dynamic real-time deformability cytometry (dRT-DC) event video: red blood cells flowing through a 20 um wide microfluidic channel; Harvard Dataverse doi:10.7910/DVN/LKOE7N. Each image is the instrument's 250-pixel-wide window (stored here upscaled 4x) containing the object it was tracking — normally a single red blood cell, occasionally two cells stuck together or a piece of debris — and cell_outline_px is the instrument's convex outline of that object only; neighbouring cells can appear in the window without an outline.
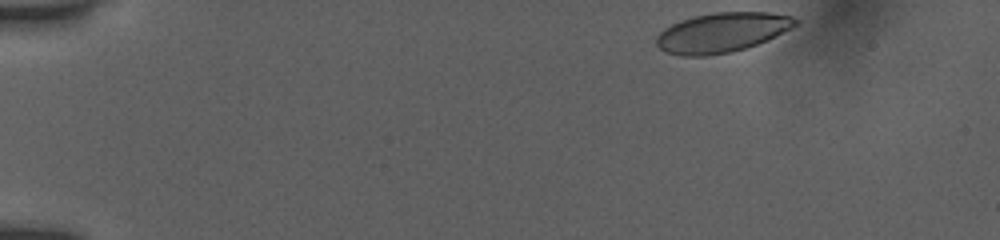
{"species": "human", "species_latin": "Homo sapiens", "temperature_condition": "room temperature", "stored_images_in_passage": 41, "camera_frame_rate_fps": 3000, "um_per_image_px": 0.085, "donor": {"sex": "female"}, "frame": {"image": 1, "passage_image": 1, "time_ms": 0.0, "image_size_px": [1000, 240], "cell_outline_px": [[800, 20], [792, 28], [768, 40], [748, 48], [732, 52], [708, 56], [680, 56], [664, 52], [656, 44], [656, 36], [664, 28], [680, 20], [692, 16], [712, 12], [768, 12], [792, 16]], "centroid_in_image_um": [61.36, 2.77], "position_along_channel_um": 23.6, "area_um2": 32.6}}
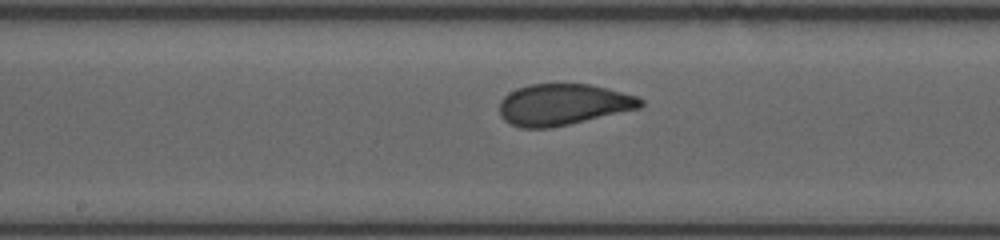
{"frame": {"image": 2, "passage_image": 23, "time_ms": 7.333, "image_size_px": [1000, 240], "cell_outline_px": [[644, 104], [640, 108], [568, 124], [548, 128], [520, 128], [508, 124], [500, 116], [500, 100], [508, 92], [516, 88], [528, 84], [588, 84], [608, 88], [636, 96], [644, 100]], "centroid_in_image_um": [47.82, 8.88], "position_along_channel_um": 200.4, "area_um2": 34.04}}
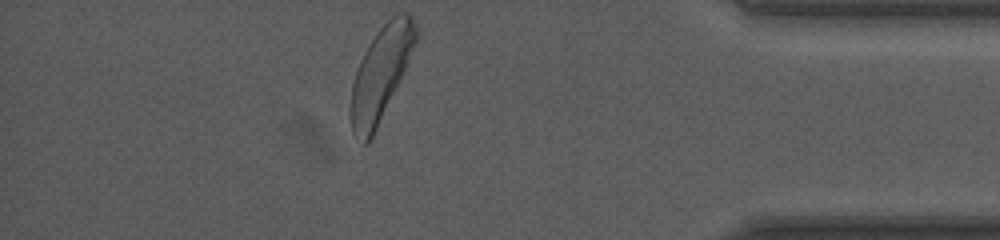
{"frame": {"image": 3, "passage_image": 41, "time_ms": 13.333, "image_size_px": [1000, 240], "cell_outline_px": [[420, 36], [376, 128], [372, 136], [364, 144], [360, 144], [352, 132], [352, 84], [360, 60], [368, 44], [380, 28], [392, 16], [400, 12], [408, 12], [412, 16], [416, 24]], "centroid_in_image_um": [32.4, 6.17], "position_along_channel_um": 402.8, "area_um2": 34.56}, "authors_computed_cell_mechanics": {"area_um2": 34.1598, "velocity_mm_per_s": 3.8931, "shape_relaxation_time_tau1_ms": 3.4372, "shape_relaxation_time_tau2_ms": null, "deformation_change_tau1": 0.1402, "deformation_change_tau2": null}}